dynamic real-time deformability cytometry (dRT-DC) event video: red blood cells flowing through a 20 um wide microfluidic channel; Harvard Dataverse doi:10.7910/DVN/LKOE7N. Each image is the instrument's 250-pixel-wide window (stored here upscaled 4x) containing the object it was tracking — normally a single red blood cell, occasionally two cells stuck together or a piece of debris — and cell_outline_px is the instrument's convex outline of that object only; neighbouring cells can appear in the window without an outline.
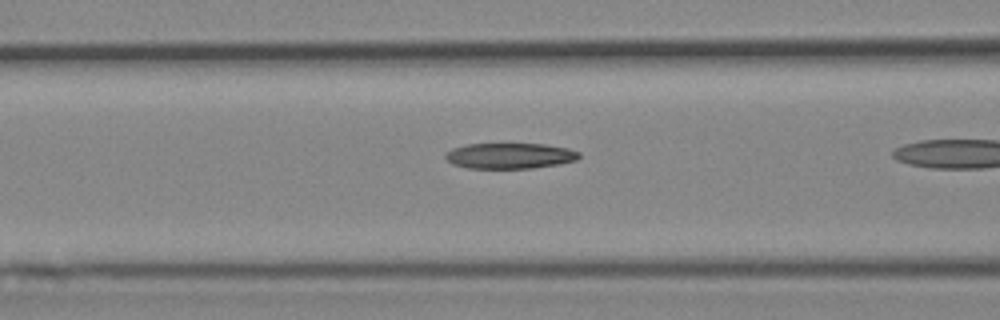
{"species": "Egyptian fruit bat (a non-hibernating species)", "species_latin": "Rousettus aegyptiacus", "temperature_condition": "cold", "stored_images_in_passage": 31, "camera_frame_rate_fps": 3000, "um_per_image_px": 0.085, "animal": {"sex": "female"}, "frame": {"image": 1, "passage_image": 18, "time_ms": 5.667, "image_size_px": [1000, 320], "cell_outline_px": [[580, 156], [576, 160], [560, 164], [532, 168], [468, 168], [452, 164], [444, 156], [452, 148], [468, 144], [544, 144], [568, 148], [580, 152]], "centroid_in_image_um": [43.36, 13.24], "position_along_channel_um": 123.2, "area_um2": 19.94}}
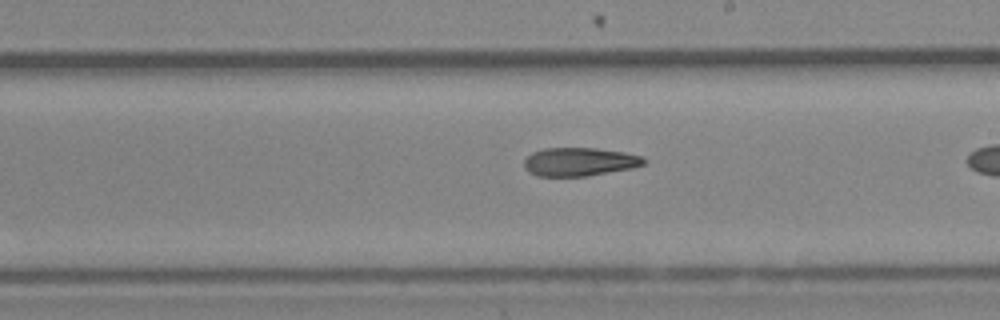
{"frame": {"image": 2, "passage_image": 27, "time_ms": 8.667, "image_size_px": [1000, 320], "cell_outline_px": [[648, 160], [644, 164], [632, 168], [588, 176], [536, 176], [528, 172], [524, 168], [524, 160], [532, 152], [544, 148], [596, 148], [624, 152], [644, 156]], "centroid_in_image_um": [49.27, 13.75], "position_along_channel_um": 239.7, "area_um2": 20.06}}